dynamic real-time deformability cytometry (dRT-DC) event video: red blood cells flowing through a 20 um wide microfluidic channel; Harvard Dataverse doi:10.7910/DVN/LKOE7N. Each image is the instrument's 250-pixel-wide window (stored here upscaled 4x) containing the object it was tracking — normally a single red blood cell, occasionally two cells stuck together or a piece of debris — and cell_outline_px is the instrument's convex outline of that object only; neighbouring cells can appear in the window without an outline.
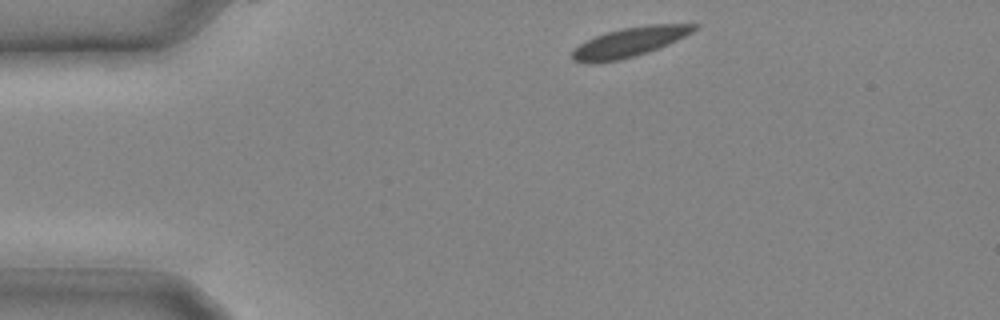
{"species": "common noctule bat (a hibernating species)", "species_latin": "Nyctalus noctula", "temperature_condition": "cold", "stored_images_in_passage": 20, "camera_frame_rate_fps": 3000, "um_per_image_px": 0.085, "animal": {"sex": "male", "body_mass_g": 20.4}, "frame": {"image": 1, "passage_image": 1, "time_ms": 0.0, "image_size_px": [1000, 320], "cell_outline_px": [[700, 24], [692, 32], [668, 44], [620, 60], [572, 60], [572, 52], [580, 44], [596, 36], [608, 32], [624, 28], [648, 24]], "centroid_in_image_um": [53.59, 3.52], "position_along_channel_um": 31.4, "area_um2": 19.71}}
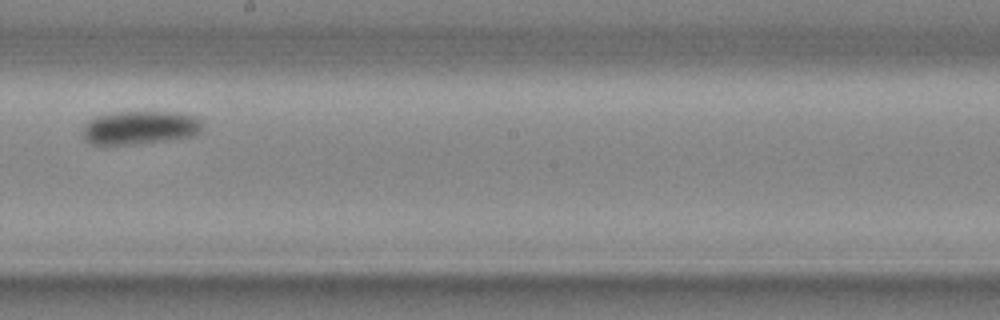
{"frame": {"image": 2, "passage_image": 12, "time_ms": 3.667, "image_size_px": [1000, 320], "cell_outline_px": [[200, 132], [192, 136], [168, 140], [132, 144], [92, 144], [84, 140], [84, 128], [88, 120], [96, 116], [108, 112], [176, 112], [196, 116], [200, 120]], "centroid_in_image_um": [11.88, 10.84], "position_along_channel_um": 236.3, "area_um2": 23.24}}
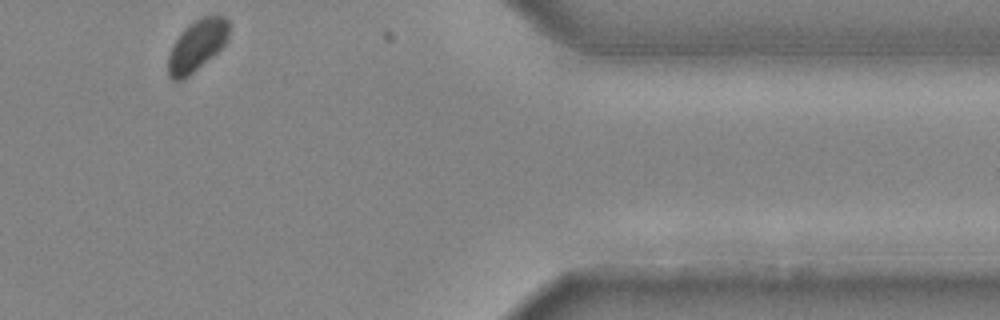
{"frame": {"image": 3, "passage_image": 20, "time_ms": 6.333, "image_size_px": [1000, 320], "cell_outline_px": [[228, 40], [212, 56], [184, 80], [172, 80], [168, 76], [168, 56], [180, 32], [188, 24], [200, 16], [224, 16], [228, 20]], "centroid_in_image_um": [16.72, 3.86], "position_along_channel_um": 394.7, "area_um2": 18.03}}